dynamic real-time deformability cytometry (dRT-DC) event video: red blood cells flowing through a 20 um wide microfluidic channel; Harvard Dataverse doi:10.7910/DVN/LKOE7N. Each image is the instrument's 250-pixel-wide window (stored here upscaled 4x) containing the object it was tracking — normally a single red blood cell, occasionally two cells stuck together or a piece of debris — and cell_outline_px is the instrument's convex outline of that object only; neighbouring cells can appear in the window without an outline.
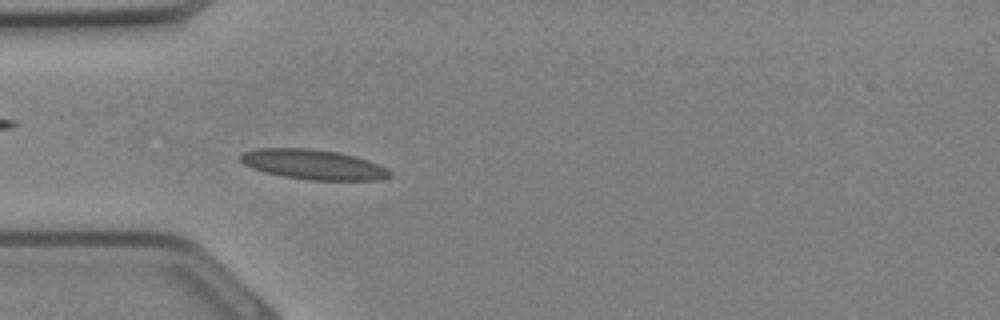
{"species": "Egyptian fruit bat (a non-hibernating species)", "species_latin": "Rousettus aegyptiacus", "temperature_condition": "cold", "stored_images_in_passage": 26, "camera_frame_rate_fps": 3000, "um_per_image_px": 0.085, "animal": {"sex": "female"}, "frame": {"image": 1, "passage_image": 3, "time_ms": 0.667, "image_size_px": [1000, 320], "cell_outline_px": [[392, 176], [376, 180], [308, 180], [284, 176], [264, 172], [252, 168], [244, 164], [240, 160], [240, 156], [244, 152], [256, 148], [308, 148], [340, 152], [356, 156], [368, 160], [388, 168], [392, 172]], "centroid_in_image_um": [26.65, 13.98], "position_along_channel_um": 58.3, "area_um2": 26.18}}
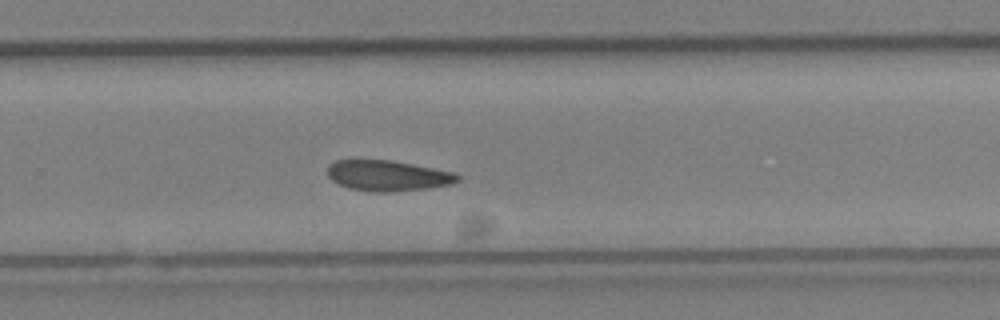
{"frame": {"image": 2, "passage_image": 15, "time_ms": 4.667, "image_size_px": [1000, 320], "cell_outline_px": [[460, 180], [448, 184], [428, 188], [388, 192], [376, 192], [348, 188], [332, 180], [328, 176], [328, 164], [336, 160], [392, 160], [456, 172], [460, 176]], "centroid_in_image_um": [32.97, 14.92], "position_along_channel_um": 296.8, "area_um2": 23.18}}
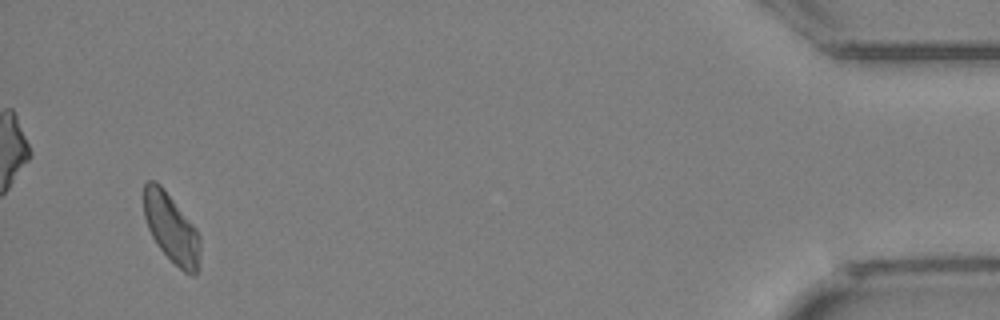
{"frame": {"image": 3, "passage_image": 25, "time_ms": 8.0, "image_size_px": [1000, 320], "cell_outline_px": [[200, 248], [196, 272], [192, 276], [184, 272], [156, 244], [148, 228], [144, 216], [144, 184], [148, 180], [156, 180], [164, 188], [196, 228], [200, 236]], "centroid_in_image_um": [14.55, 19.35], "position_along_channel_um": 420.7, "area_um2": 22.43}}